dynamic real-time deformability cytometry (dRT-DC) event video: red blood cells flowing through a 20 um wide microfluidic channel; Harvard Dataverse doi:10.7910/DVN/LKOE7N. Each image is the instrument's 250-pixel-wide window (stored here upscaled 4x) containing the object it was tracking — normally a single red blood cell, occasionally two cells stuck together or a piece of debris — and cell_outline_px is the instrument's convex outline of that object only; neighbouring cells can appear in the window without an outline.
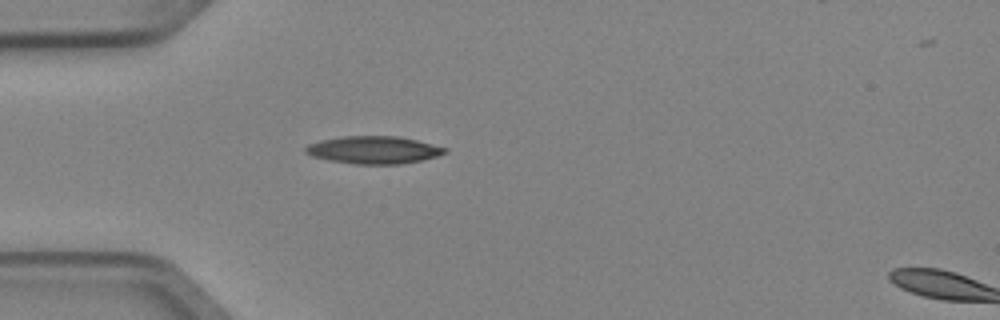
{"species": "Egyptian fruit bat (a non-hibernating species)", "species_latin": "Rousettus aegyptiacus", "temperature_condition": "cold", "stored_images_in_passage": 2, "segment_of_instrument_passage": [1, 2], "camera_frame_rate_fps": 3000, "um_per_image_px": 0.085, "animal": {"sex": "female"}, "frame": {"image": 1, "passage_image": 1, "time_ms": 0.0, "image_size_px": [1000, 320], "cell_outline_px": [[448, 152], [424, 160], [400, 164], [356, 164], [328, 160], [312, 156], [304, 152], [304, 148], [308, 144], [324, 140], [344, 136], [400, 136], [448, 148]], "centroid_in_image_um": [31.78, 12.75], "position_along_channel_um": 53.2, "area_um2": 22.37}}